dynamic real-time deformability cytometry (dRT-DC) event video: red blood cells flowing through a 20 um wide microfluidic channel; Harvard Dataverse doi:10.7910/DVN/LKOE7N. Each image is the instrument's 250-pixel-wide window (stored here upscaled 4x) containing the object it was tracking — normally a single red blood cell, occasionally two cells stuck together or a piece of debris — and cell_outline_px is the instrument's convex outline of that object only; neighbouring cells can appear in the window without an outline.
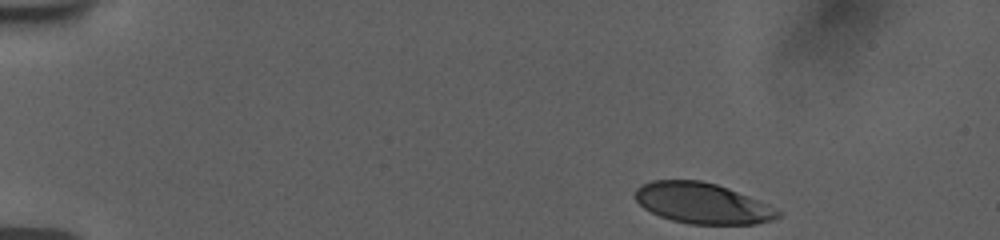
{"species": "human", "species_latin": "Homo sapiens", "temperature_condition": "room temperature", "stored_images_in_passage": 48, "camera_frame_rate_fps": 3000, "um_per_image_px": 0.085, "donor": {"sex": "female"}, "frame": {"image": 1, "passage_image": 1, "time_ms": 0.0, "image_size_px": [1000, 240], "cell_outline_px": [[780, 216], [772, 220], [756, 224], [692, 224], [672, 220], [660, 216], [644, 208], [636, 200], [636, 188], [640, 184], [652, 180], [700, 180], [716, 184], [728, 188], [748, 196], [780, 212]], "centroid_in_image_um": [59.65, 17.27], "position_along_channel_um": 25.3, "area_um2": 33.47}}
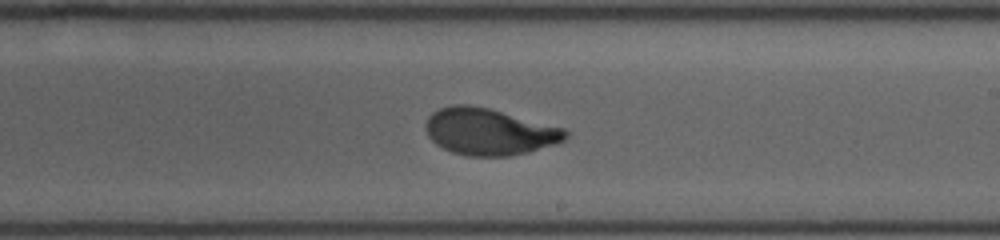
{"frame": {"image": 2, "passage_image": 27, "time_ms": 8.667, "image_size_px": [1000, 240], "cell_outline_px": [[568, 136], [560, 144], [528, 152], [508, 156], [468, 156], [452, 152], [436, 144], [428, 136], [428, 116], [432, 112], [440, 108], [456, 104], [468, 104], [488, 108], [564, 128], [568, 132]], "centroid_in_image_um": [41.63, 11.2], "position_along_channel_um": 247.4, "area_um2": 37.86}}
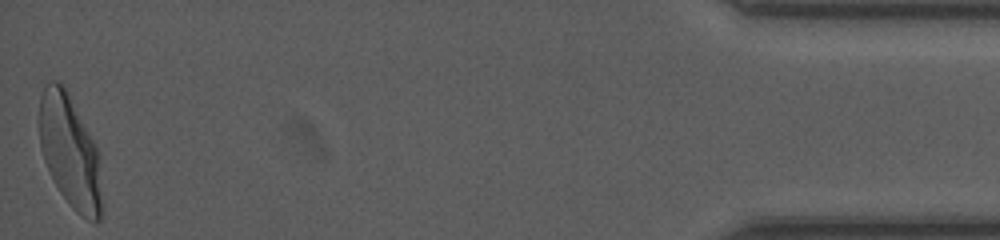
{"frame": {"image": 3, "passage_image": 48, "time_ms": 15.667, "image_size_px": [1000, 240], "cell_outline_px": [[100, 220], [96, 224], [80, 216], [68, 204], [60, 192], [44, 160], [40, 144], [40, 96], [44, 88], [52, 80], [56, 80], [64, 88], [92, 140], [96, 148], [100, 200]], "centroid_in_image_um": [5.9, 12.94], "position_along_channel_um": 429.3, "area_um2": 39.3}, "authors_computed_cell_mechanics": {"area_um2": 37.6278, "velocity_mm_per_s": 3.7493, "shape_relaxation_time_tau1_ms": 4.3736, "shape_relaxation_time_tau2_ms": null, "deformation_change_tau1": 0.2104, "deformation_change_tau2": null}}